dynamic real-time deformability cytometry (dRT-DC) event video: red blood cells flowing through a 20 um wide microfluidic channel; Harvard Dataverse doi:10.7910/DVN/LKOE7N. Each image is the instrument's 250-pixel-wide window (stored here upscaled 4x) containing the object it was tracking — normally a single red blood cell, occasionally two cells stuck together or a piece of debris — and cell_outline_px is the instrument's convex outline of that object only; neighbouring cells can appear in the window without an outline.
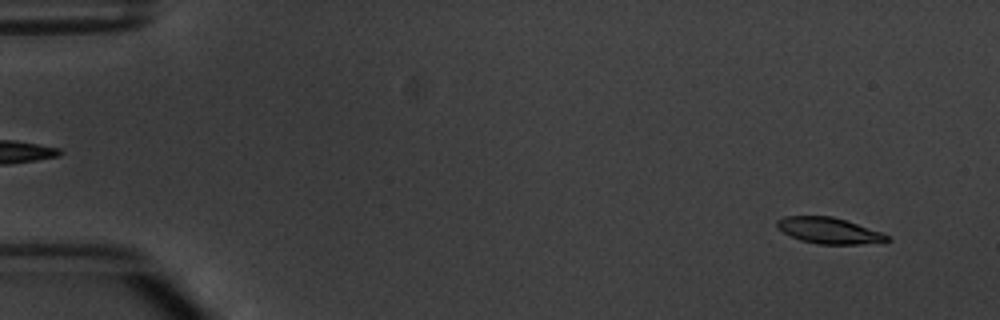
{"species": "common noctule bat (a hibernating species)", "species_latin": "Nyctalus noctula", "temperature_condition": "warm", "stored_images_in_passage": 5, "segment_of_instrument_passage": [1, 2], "camera_frame_rate_fps": 3000, "um_per_image_px": 0.085, "animal": {"sex": "male", "body_mass_g": 20.1, "forearm_length_mm": 53.5}, "frame": {"image": 1, "passage_image": 1, "time_ms": 0.0, "image_size_px": [1000, 320], "cell_outline_px": [[892, 240], [860, 244], [816, 244], [800, 240], [776, 228], [776, 220], [784, 216], [832, 216], [880, 232], [888, 236]], "centroid_in_image_um": [70.39, 19.6], "position_along_channel_um": 14.6, "area_um2": 16.47}}
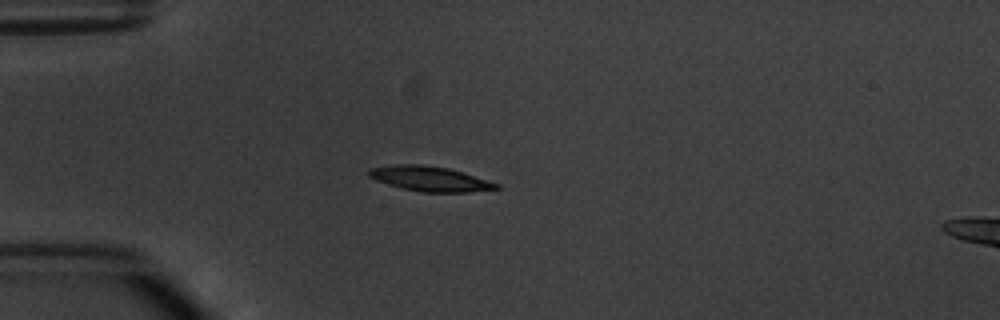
{"frame": {"image": 2, "passage_image": 4, "time_ms": 3.667, "image_size_px": [1000, 320], "cell_outline_px": [[500, 188], [468, 192], [420, 192], [388, 184], [376, 180], [368, 176], [368, 172], [372, 168], [396, 164], [424, 164], [448, 168], [500, 184]], "centroid_in_image_um": [36.54, 15.19], "position_along_channel_um": 48.5, "area_um2": 18.26}}